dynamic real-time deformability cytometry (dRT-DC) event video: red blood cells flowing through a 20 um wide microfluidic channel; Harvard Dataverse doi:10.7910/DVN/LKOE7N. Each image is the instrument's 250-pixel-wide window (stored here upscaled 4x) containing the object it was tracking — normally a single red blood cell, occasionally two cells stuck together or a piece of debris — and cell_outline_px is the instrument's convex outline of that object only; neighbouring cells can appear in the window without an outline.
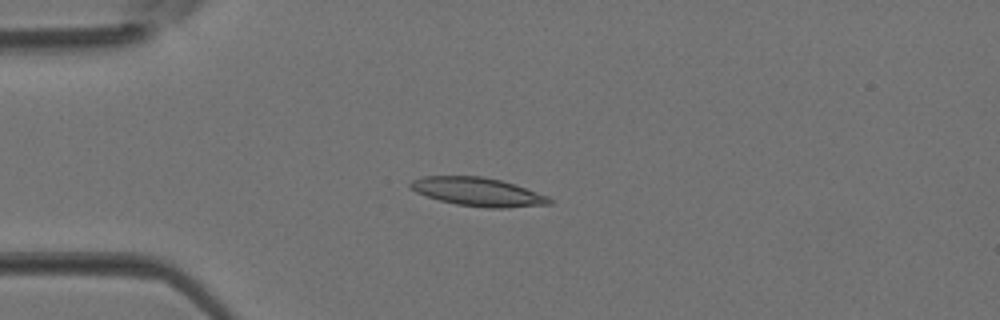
{"species": "Egyptian fruit bat (a non-hibernating species)", "species_latin": "Rousettus aegyptiacus", "temperature_condition": "room temperature", "stored_images_in_passage": 3, "camera_frame_rate_fps": 3000, "um_per_image_px": 0.085, "animal": {"sex": "female"}, "frame": {"image": 1, "passage_image": 3, "time_ms": 0.667, "image_size_px": [1000, 320], "cell_outline_px": [[552, 204], [508, 208], [484, 208], [456, 204], [440, 200], [416, 192], [408, 188], [408, 184], [412, 180], [420, 176], [480, 176], [500, 180], [548, 196], [552, 200]], "centroid_in_image_um": [40.58, 16.31], "position_along_channel_um": 44.4, "area_um2": 23.06}}